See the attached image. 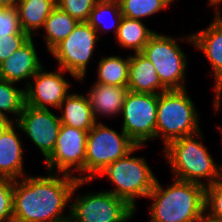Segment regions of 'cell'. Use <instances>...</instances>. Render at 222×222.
<instances>
[{
	"mask_svg": "<svg viewBox=\"0 0 222 222\" xmlns=\"http://www.w3.org/2000/svg\"><path fill=\"white\" fill-rule=\"evenodd\" d=\"M48 176H24L14 183L13 222H64L62 214L74 192L91 180L48 171ZM60 176H57L59 175ZM63 215V216H62Z\"/></svg>",
	"mask_w": 222,
	"mask_h": 222,
	"instance_id": "cell-1",
	"label": "cell"
},
{
	"mask_svg": "<svg viewBox=\"0 0 222 222\" xmlns=\"http://www.w3.org/2000/svg\"><path fill=\"white\" fill-rule=\"evenodd\" d=\"M163 188L156 180L147 198L153 199L149 222H198L205 213V186L173 179Z\"/></svg>",
	"mask_w": 222,
	"mask_h": 222,
	"instance_id": "cell-2",
	"label": "cell"
},
{
	"mask_svg": "<svg viewBox=\"0 0 222 222\" xmlns=\"http://www.w3.org/2000/svg\"><path fill=\"white\" fill-rule=\"evenodd\" d=\"M201 131L171 141L164 146L166 159L175 179L203 186L222 180V165L214 162L202 142ZM207 179V181H203Z\"/></svg>",
	"mask_w": 222,
	"mask_h": 222,
	"instance_id": "cell-3",
	"label": "cell"
},
{
	"mask_svg": "<svg viewBox=\"0 0 222 222\" xmlns=\"http://www.w3.org/2000/svg\"><path fill=\"white\" fill-rule=\"evenodd\" d=\"M143 148L136 146L125 157L106 166L98 176H107L114 189L108 190L115 196L124 199L136 210V198L148 197L157 180L147 161L141 157L130 156L134 151Z\"/></svg>",
	"mask_w": 222,
	"mask_h": 222,
	"instance_id": "cell-4",
	"label": "cell"
},
{
	"mask_svg": "<svg viewBox=\"0 0 222 222\" xmlns=\"http://www.w3.org/2000/svg\"><path fill=\"white\" fill-rule=\"evenodd\" d=\"M196 107L187 90H168L159 94L156 138L166 146L173 140L200 131Z\"/></svg>",
	"mask_w": 222,
	"mask_h": 222,
	"instance_id": "cell-5",
	"label": "cell"
},
{
	"mask_svg": "<svg viewBox=\"0 0 222 222\" xmlns=\"http://www.w3.org/2000/svg\"><path fill=\"white\" fill-rule=\"evenodd\" d=\"M185 38H174L173 36L154 33L148 43L142 50V54L147 57L154 65L161 83L168 90H183L185 87V74L187 68V57L179 46V41L190 42L192 45L193 37L191 35Z\"/></svg>",
	"mask_w": 222,
	"mask_h": 222,
	"instance_id": "cell-6",
	"label": "cell"
},
{
	"mask_svg": "<svg viewBox=\"0 0 222 222\" xmlns=\"http://www.w3.org/2000/svg\"><path fill=\"white\" fill-rule=\"evenodd\" d=\"M137 145L121 129V133L96 122L87 135L84 180L95 179L106 166L125 157Z\"/></svg>",
	"mask_w": 222,
	"mask_h": 222,
	"instance_id": "cell-7",
	"label": "cell"
},
{
	"mask_svg": "<svg viewBox=\"0 0 222 222\" xmlns=\"http://www.w3.org/2000/svg\"><path fill=\"white\" fill-rule=\"evenodd\" d=\"M69 206L72 222H127L136 210L108 191L75 196Z\"/></svg>",
	"mask_w": 222,
	"mask_h": 222,
	"instance_id": "cell-8",
	"label": "cell"
},
{
	"mask_svg": "<svg viewBox=\"0 0 222 222\" xmlns=\"http://www.w3.org/2000/svg\"><path fill=\"white\" fill-rule=\"evenodd\" d=\"M98 40L96 30L88 22H78L74 30L50 53L58 61L59 68L83 81Z\"/></svg>",
	"mask_w": 222,
	"mask_h": 222,
	"instance_id": "cell-9",
	"label": "cell"
},
{
	"mask_svg": "<svg viewBox=\"0 0 222 222\" xmlns=\"http://www.w3.org/2000/svg\"><path fill=\"white\" fill-rule=\"evenodd\" d=\"M158 94L129 91L122 107V130L137 145L156 139Z\"/></svg>",
	"mask_w": 222,
	"mask_h": 222,
	"instance_id": "cell-10",
	"label": "cell"
},
{
	"mask_svg": "<svg viewBox=\"0 0 222 222\" xmlns=\"http://www.w3.org/2000/svg\"><path fill=\"white\" fill-rule=\"evenodd\" d=\"M87 135V131L61 125L56 146L45 160L47 171L69 175L79 171L82 174L81 177L77 175V179L84 180Z\"/></svg>",
	"mask_w": 222,
	"mask_h": 222,
	"instance_id": "cell-11",
	"label": "cell"
},
{
	"mask_svg": "<svg viewBox=\"0 0 222 222\" xmlns=\"http://www.w3.org/2000/svg\"><path fill=\"white\" fill-rule=\"evenodd\" d=\"M15 122L17 123V129L24 132L31 139L46 160L56 146L62 125L60 117L54 115L49 109H37L25 104L23 111Z\"/></svg>",
	"mask_w": 222,
	"mask_h": 222,
	"instance_id": "cell-12",
	"label": "cell"
},
{
	"mask_svg": "<svg viewBox=\"0 0 222 222\" xmlns=\"http://www.w3.org/2000/svg\"><path fill=\"white\" fill-rule=\"evenodd\" d=\"M43 69L32 77L34 82L26 80L25 104L37 109H48L51 106L59 110L61 103L70 94L68 90L71 85L63 77L65 70L58 68L54 72H46Z\"/></svg>",
	"mask_w": 222,
	"mask_h": 222,
	"instance_id": "cell-13",
	"label": "cell"
},
{
	"mask_svg": "<svg viewBox=\"0 0 222 222\" xmlns=\"http://www.w3.org/2000/svg\"><path fill=\"white\" fill-rule=\"evenodd\" d=\"M42 67L33 38L30 37L18 50L0 63V78L17 84L21 80L32 78Z\"/></svg>",
	"mask_w": 222,
	"mask_h": 222,
	"instance_id": "cell-14",
	"label": "cell"
},
{
	"mask_svg": "<svg viewBox=\"0 0 222 222\" xmlns=\"http://www.w3.org/2000/svg\"><path fill=\"white\" fill-rule=\"evenodd\" d=\"M193 43L209 60L215 87L222 81V15L215 14L214 20L206 29L192 34Z\"/></svg>",
	"mask_w": 222,
	"mask_h": 222,
	"instance_id": "cell-15",
	"label": "cell"
},
{
	"mask_svg": "<svg viewBox=\"0 0 222 222\" xmlns=\"http://www.w3.org/2000/svg\"><path fill=\"white\" fill-rule=\"evenodd\" d=\"M129 91L135 93L161 94L168 89L161 83L152 62L141 52L130 56ZM158 90V91H157Z\"/></svg>",
	"mask_w": 222,
	"mask_h": 222,
	"instance_id": "cell-16",
	"label": "cell"
},
{
	"mask_svg": "<svg viewBox=\"0 0 222 222\" xmlns=\"http://www.w3.org/2000/svg\"><path fill=\"white\" fill-rule=\"evenodd\" d=\"M15 122L0 136V177L14 180L24 177L23 146L16 132ZM15 128V129H14Z\"/></svg>",
	"mask_w": 222,
	"mask_h": 222,
	"instance_id": "cell-17",
	"label": "cell"
},
{
	"mask_svg": "<svg viewBox=\"0 0 222 222\" xmlns=\"http://www.w3.org/2000/svg\"><path fill=\"white\" fill-rule=\"evenodd\" d=\"M87 92V97L92 107L93 116L97 122L98 115H121L128 87L110 86L95 82Z\"/></svg>",
	"mask_w": 222,
	"mask_h": 222,
	"instance_id": "cell-18",
	"label": "cell"
},
{
	"mask_svg": "<svg viewBox=\"0 0 222 222\" xmlns=\"http://www.w3.org/2000/svg\"><path fill=\"white\" fill-rule=\"evenodd\" d=\"M60 122L89 132L96 123L89 99L86 95L70 93L61 103Z\"/></svg>",
	"mask_w": 222,
	"mask_h": 222,
	"instance_id": "cell-19",
	"label": "cell"
},
{
	"mask_svg": "<svg viewBox=\"0 0 222 222\" xmlns=\"http://www.w3.org/2000/svg\"><path fill=\"white\" fill-rule=\"evenodd\" d=\"M57 6L56 0H21L17 5L20 26L30 37L37 35L38 29Z\"/></svg>",
	"mask_w": 222,
	"mask_h": 222,
	"instance_id": "cell-20",
	"label": "cell"
},
{
	"mask_svg": "<svg viewBox=\"0 0 222 222\" xmlns=\"http://www.w3.org/2000/svg\"><path fill=\"white\" fill-rule=\"evenodd\" d=\"M154 33L144 25L142 20L123 17L116 34V40L121 48H132L134 53H139L142 52Z\"/></svg>",
	"mask_w": 222,
	"mask_h": 222,
	"instance_id": "cell-21",
	"label": "cell"
},
{
	"mask_svg": "<svg viewBox=\"0 0 222 222\" xmlns=\"http://www.w3.org/2000/svg\"><path fill=\"white\" fill-rule=\"evenodd\" d=\"M130 55L108 56L99 61L97 68V83L110 86H128Z\"/></svg>",
	"mask_w": 222,
	"mask_h": 222,
	"instance_id": "cell-22",
	"label": "cell"
},
{
	"mask_svg": "<svg viewBox=\"0 0 222 222\" xmlns=\"http://www.w3.org/2000/svg\"><path fill=\"white\" fill-rule=\"evenodd\" d=\"M77 24L78 21L76 19L56 6L43 26L46 31L44 40L48 51L50 52L57 44L65 39Z\"/></svg>",
	"mask_w": 222,
	"mask_h": 222,
	"instance_id": "cell-23",
	"label": "cell"
},
{
	"mask_svg": "<svg viewBox=\"0 0 222 222\" xmlns=\"http://www.w3.org/2000/svg\"><path fill=\"white\" fill-rule=\"evenodd\" d=\"M107 14L110 15V17L113 16L111 17L113 23L110 24V26H106L104 21L106 20V17L104 16H107L108 18ZM122 18L123 15L118 0H99L91 11L88 23L96 30L97 34H100L102 31L107 33L108 29L114 28L113 31L116 36Z\"/></svg>",
	"mask_w": 222,
	"mask_h": 222,
	"instance_id": "cell-24",
	"label": "cell"
},
{
	"mask_svg": "<svg viewBox=\"0 0 222 222\" xmlns=\"http://www.w3.org/2000/svg\"><path fill=\"white\" fill-rule=\"evenodd\" d=\"M175 0H118L123 17L141 20L165 10Z\"/></svg>",
	"mask_w": 222,
	"mask_h": 222,
	"instance_id": "cell-25",
	"label": "cell"
},
{
	"mask_svg": "<svg viewBox=\"0 0 222 222\" xmlns=\"http://www.w3.org/2000/svg\"><path fill=\"white\" fill-rule=\"evenodd\" d=\"M15 86L16 83L0 78V114H13L18 119L25 106V89Z\"/></svg>",
	"mask_w": 222,
	"mask_h": 222,
	"instance_id": "cell-26",
	"label": "cell"
},
{
	"mask_svg": "<svg viewBox=\"0 0 222 222\" xmlns=\"http://www.w3.org/2000/svg\"><path fill=\"white\" fill-rule=\"evenodd\" d=\"M99 0H56L57 7L78 22H88L91 11Z\"/></svg>",
	"mask_w": 222,
	"mask_h": 222,
	"instance_id": "cell-27",
	"label": "cell"
},
{
	"mask_svg": "<svg viewBox=\"0 0 222 222\" xmlns=\"http://www.w3.org/2000/svg\"><path fill=\"white\" fill-rule=\"evenodd\" d=\"M15 180L0 177V222H13V193Z\"/></svg>",
	"mask_w": 222,
	"mask_h": 222,
	"instance_id": "cell-28",
	"label": "cell"
},
{
	"mask_svg": "<svg viewBox=\"0 0 222 222\" xmlns=\"http://www.w3.org/2000/svg\"><path fill=\"white\" fill-rule=\"evenodd\" d=\"M205 213L211 218L222 221V180L206 186Z\"/></svg>",
	"mask_w": 222,
	"mask_h": 222,
	"instance_id": "cell-29",
	"label": "cell"
},
{
	"mask_svg": "<svg viewBox=\"0 0 222 222\" xmlns=\"http://www.w3.org/2000/svg\"><path fill=\"white\" fill-rule=\"evenodd\" d=\"M7 35L28 34L21 29L17 8L0 7V36Z\"/></svg>",
	"mask_w": 222,
	"mask_h": 222,
	"instance_id": "cell-30",
	"label": "cell"
},
{
	"mask_svg": "<svg viewBox=\"0 0 222 222\" xmlns=\"http://www.w3.org/2000/svg\"><path fill=\"white\" fill-rule=\"evenodd\" d=\"M29 38V35L0 36V63L18 50Z\"/></svg>",
	"mask_w": 222,
	"mask_h": 222,
	"instance_id": "cell-31",
	"label": "cell"
},
{
	"mask_svg": "<svg viewBox=\"0 0 222 222\" xmlns=\"http://www.w3.org/2000/svg\"><path fill=\"white\" fill-rule=\"evenodd\" d=\"M14 119L11 117L0 114V136L3 135L13 124Z\"/></svg>",
	"mask_w": 222,
	"mask_h": 222,
	"instance_id": "cell-32",
	"label": "cell"
},
{
	"mask_svg": "<svg viewBox=\"0 0 222 222\" xmlns=\"http://www.w3.org/2000/svg\"><path fill=\"white\" fill-rule=\"evenodd\" d=\"M214 91H215V99H214V108H215V112L219 111L220 109V103H221V93H222V81L216 86L214 87Z\"/></svg>",
	"mask_w": 222,
	"mask_h": 222,
	"instance_id": "cell-33",
	"label": "cell"
},
{
	"mask_svg": "<svg viewBox=\"0 0 222 222\" xmlns=\"http://www.w3.org/2000/svg\"><path fill=\"white\" fill-rule=\"evenodd\" d=\"M21 0H0V7L2 8H17Z\"/></svg>",
	"mask_w": 222,
	"mask_h": 222,
	"instance_id": "cell-34",
	"label": "cell"
},
{
	"mask_svg": "<svg viewBox=\"0 0 222 222\" xmlns=\"http://www.w3.org/2000/svg\"><path fill=\"white\" fill-rule=\"evenodd\" d=\"M198 222H222V221L211 218L210 216H208L207 214L204 213Z\"/></svg>",
	"mask_w": 222,
	"mask_h": 222,
	"instance_id": "cell-35",
	"label": "cell"
},
{
	"mask_svg": "<svg viewBox=\"0 0 222 222\" xmlns=\"http://www.w3.org/2000/svg\"><path fill=\"white\" fill-rule=\"evenodd\" d=\"M222 3V0H209V5H212L213 7H215V6H217L216 8H215V14H221L220 12V10H218V5H220Z\"/></svg>",
	"mask_w": 222,
	"mask_h": 222,
	"instance_id": "cell-36",
	"label": "cell"
},
{
	"mask_svg": "<svg viewBox=\"0 0 222 222\" xmlns=\"http://www.w3.org/2000/svg\"><path fill=\"white\" fill-rule=\"evenodd\" d=\"M218 129L222 132V127L220 125H218Z\"/></svg>",
	"mask_w": 222,
	"mask_h": 222,
	"instance_id": "cell-37",
	"label": "cell"
}]
</instances>
